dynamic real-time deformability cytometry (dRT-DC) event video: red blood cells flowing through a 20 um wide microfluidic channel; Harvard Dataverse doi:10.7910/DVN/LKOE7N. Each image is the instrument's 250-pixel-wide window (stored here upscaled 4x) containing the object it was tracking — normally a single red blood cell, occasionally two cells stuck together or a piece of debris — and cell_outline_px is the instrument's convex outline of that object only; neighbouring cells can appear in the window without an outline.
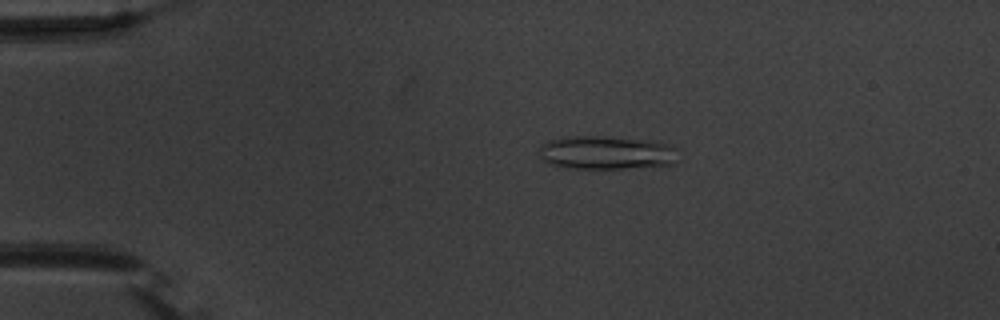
{"species": "common noctule bat (a hibernating species)", "species_latin": "Nyctalus noctula", "temperature_condition": "warm", "stored_images_in_passage": 45, "camera_frame_rate_fps": 3000, "um_per_image_px": 0.085, "animal": {"sex": "male", "body_mass_g": 20.1, "forearm_length_mm": 53.5}, "frame": {"image": 1, "passage_image": 3, "time_ms": 0.667, "image_size_px": [1000, 320], "cell_outline_px": [[676, 148], [672, 164], [624, 168], [560, 168], [548, 164], [540, 156], [540, 144], [548, 140], [568, 136], [608, 136], [648, 140], [668, 144]], "centroid_in_image_um": [51.44, 12.96], "position_along_channel_um": 33.6, "area_um2": 27.11}}
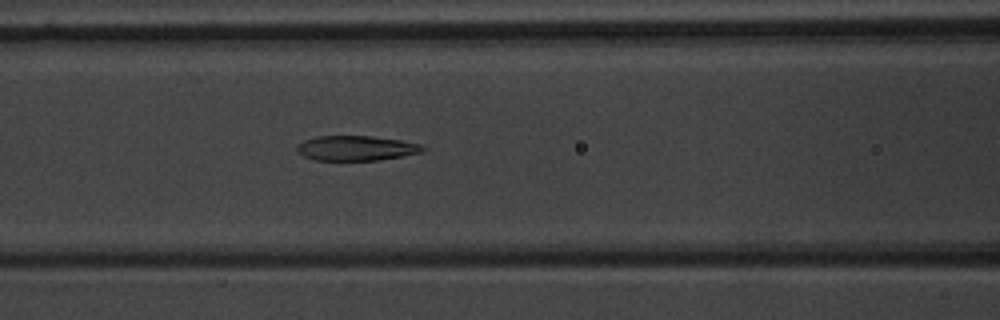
{"frame": {"image": 2, "passage_image": 15, "time_ms": 4.667, "image_size_px": [1000, 320], "cell_outline_px": [[428, 148], [424, 152], [404, 156], [380, 160], [316, 160], [304, 156], [296, 152], [296, 144], [304, 140], [316, 136], [372, 136], [400, 140], [420, 144]], "centroid_in_image_um": [30.29, 12.59], "position_along_channel_um": 136.3, "area_um2": 18.5}}
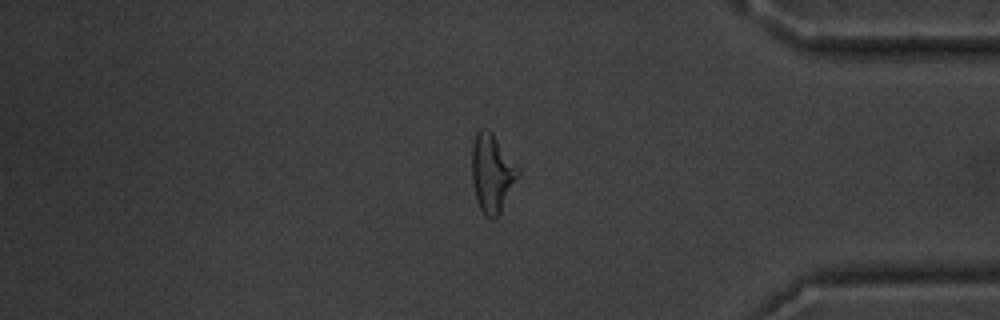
{"frame": {"image": 3, "passage_image": 37, "time_ms": 12.0, "image_size_px": [1000, 320], "cell_outline_px": [[520, 172], [500, 212], [492, 220], [484, 216], [480, 208], [476, 196], [472, 180], [472, 144], [476, 132], [480, 128], [484, 128], [492, 132], [520, 168]], "centroid_in_image_um": [41.81, 14.68], "position_along_channel_um": 393.4, "area_um2": 20.92}, "authors_computed_cell_mechanics": {"area_um2": 19.9988, "velocity_mm_per_s": 3.8003, "shape_relaxation_time_tau1_ms": 8.5775, "shape_relaxation_time_tau2_ms": 2.2899, "deformation_change_tau1": 0.2347, "deformation_change_tau2": 0.1052}}